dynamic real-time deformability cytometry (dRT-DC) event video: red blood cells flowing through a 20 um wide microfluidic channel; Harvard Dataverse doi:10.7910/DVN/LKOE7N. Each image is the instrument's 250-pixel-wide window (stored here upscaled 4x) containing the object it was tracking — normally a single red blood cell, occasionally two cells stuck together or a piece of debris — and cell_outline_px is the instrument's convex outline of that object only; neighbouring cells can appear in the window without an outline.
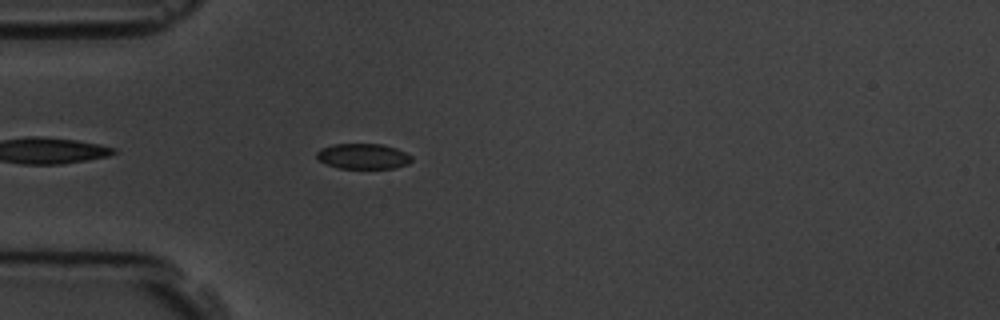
{"species": "common noctule bat (a hibernating species)", "species_latin": "Nyctalus noctula", "temperature_condition": "room temperature", "stored_images_in_passage": 4, "camera_frame_rate_fps": 3000, "um_per_image_px": 0.085, "animal": {"sex": "male", "body_mass_g": 19.5, "forearm_length_mm": 54.6}, "frame": {"image": 1, "passage_image": 4, "time_ms": 3.667, "image_size_px": [1000, 320], "cell_outline_px": [[412, 160], [408, 164], [396, 168], [340, 168], [328, 164], [320, 160], [316, 156], [316, 152], [320, 148], [332, 144], [380, 144], [396, 148], [412, 156]], "centroid_in_image_um": [30.87, 13.28], "position_along_channel_um": 54.1, "area_um2": 13.99}}